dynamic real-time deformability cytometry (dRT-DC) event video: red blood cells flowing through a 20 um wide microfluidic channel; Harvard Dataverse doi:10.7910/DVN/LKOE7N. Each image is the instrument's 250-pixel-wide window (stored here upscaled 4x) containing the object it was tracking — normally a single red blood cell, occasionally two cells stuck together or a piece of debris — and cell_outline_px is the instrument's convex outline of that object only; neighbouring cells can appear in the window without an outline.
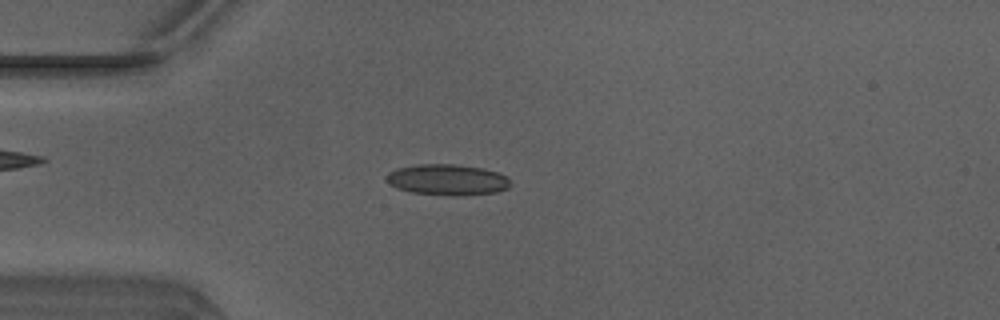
{"species": "Egyptian fruit bat (a non-hibernating species)", "species_latin": "Rousettus aegyptiacus", "temperature_condition": "warm", "stored_images_in_passage": 48, "camera_frame_rate_fps": 3000, "um_per_image_px": 0.085, "animal": {"sex": "male"}, "frame": {"image": 1, "passage_image": 12, "time_ms": 3.667, "image_size_px": [1000, 320], "cell_outline_px": [[508, 188], [496, 192], [464, 196], [448, 196], [412, 192], [400, 188], [384, 180], [384, 176], [388, 172], [396, 168], [416, 164], [456, 164], [484, 168], [508, 176]], "centroid_in_image_um": [38.01, 15.27], "position_along_channel_um": 47.0, "area_um2": 22.54}}
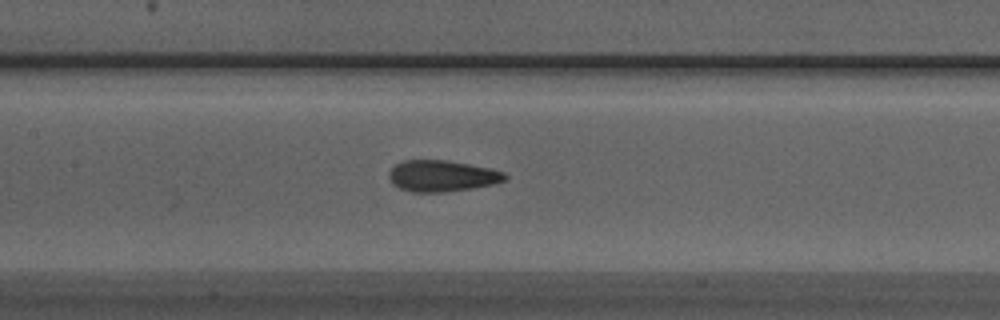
{"frame": {"image": 2, "passage_image": 22, "time_ms": 7.0, "image_size_px": [1000, 320], "cell_outline_px": [[508, 180], [492, 184], [444, 192], [412, 192], [400, 188], [392, 184], [388, 176], [388, 172], [396, 164], [404, 160], [444, 160], [492, 168], [504, 172], [508, 176]], "centroid_in_image_um": [37.57, 14.95], "position_along_channel_um": 169.8, "area_um2": 21.1}}
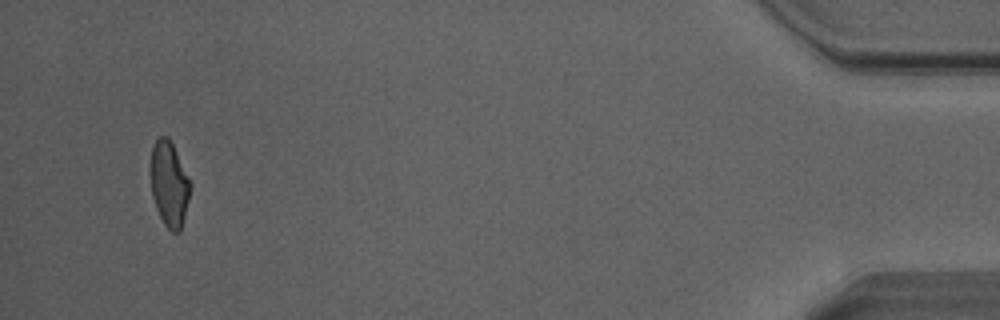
{"frame": {"image": 3, "passage_image": 46, "time_ms": 15.0, "image_size_px": [1000, 320], "cell_outline_px": [[192, 184], [180, 232], [172, 232], [164, 224], [156, 208], [152, 196], [148, 168], [152, 148], [156, 140], [160, 136], [168, 136]], "centroid_in_image_um": [14.35, 15.62], "position_along_channel_um": 420.9, "area_um2": 19.88}, "authors_computed_cell_mechanics": {"area_um2": 20.7213, "velocity_mm_per_s": 4.1535, "shape_relaxation_time_tau1_ms": 3.8641, "shape_relaxation_time_tau2_ms": 1.0183, "deformation_change_tau1": 0.133, "deformation_change_tau2": 0.068}}